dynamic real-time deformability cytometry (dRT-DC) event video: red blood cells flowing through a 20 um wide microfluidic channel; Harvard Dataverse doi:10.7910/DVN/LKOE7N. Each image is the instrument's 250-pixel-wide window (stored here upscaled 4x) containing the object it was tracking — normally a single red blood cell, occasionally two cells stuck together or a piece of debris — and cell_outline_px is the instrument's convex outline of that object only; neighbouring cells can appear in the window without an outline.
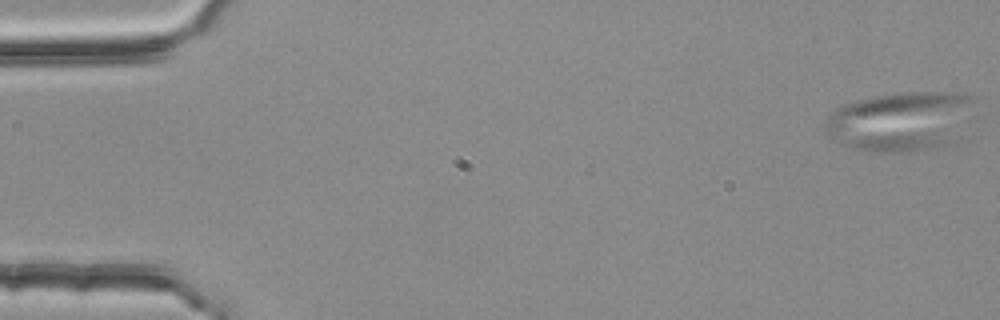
{"species": "common noctule bat (a hibernating species)", "species_latin": "Nyctalus noctula", "temperature_condition": "room temperature", "stored_images_in_passage": 55, "segment_of_instrument_passage": [1, 2], "camera_frame_rate_fps": 3000, "um_per_image_px": 0.085, "animal": {"sex": "female", "body_mass_g": 25.1}, "frame": {"image": 1, "passage_image": 1, "time_ms": 0.0, "image_size_px": [1000, 320], "cell_outline_px": [[976, 100], [956, 144], [908, 152], [872, 152], [852, 148], [836, 144], [824, 132], [824, 120], [832, 112], [844, 104], [856, 100], [872, 96], [900, 92], [964, 92], [972, 96]], "centroid_in_image_um": [76.55, 10.32], "position_along_channel_um": 8.5, "area_um2": 52.94}}